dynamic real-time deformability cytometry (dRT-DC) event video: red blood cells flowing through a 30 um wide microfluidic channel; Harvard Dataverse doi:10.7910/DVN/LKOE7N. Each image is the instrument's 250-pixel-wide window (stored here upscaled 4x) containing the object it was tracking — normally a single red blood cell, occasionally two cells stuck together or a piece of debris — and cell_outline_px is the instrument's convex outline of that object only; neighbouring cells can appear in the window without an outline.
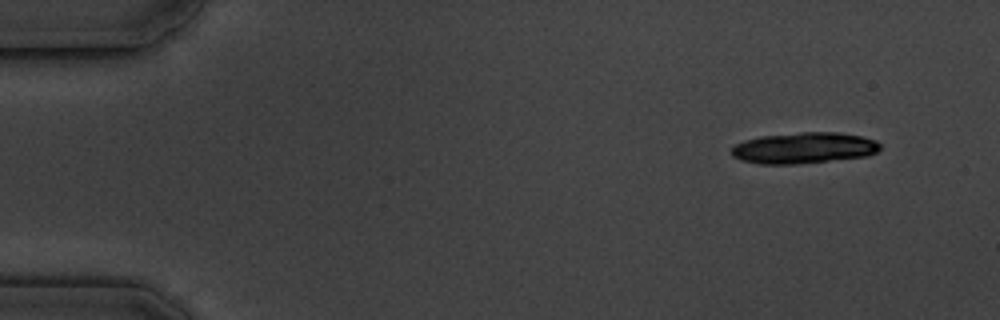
{"species": "common noctule bat (a hibernating species)", "species_latin": "Nyctalus noctula", "temperature_condition": "cold", "stored_images_in_passage": 6, "camera_frame_rate_fps": 3000, "um_per_image_px": 0.085, "animal": {"sex": "male", "body_mass_g": 19.5, "forearm_length_mm": 54.6}, "frame": {"image": 1, "passage_image": 1, "time_ms": 0.0, "image_size_px": [1000, 320], "cell_outline_px": [[880, 148], [876, 152], [868, 156], [796, 164], [760, 164], [740, 160], [732, 156], [732, 148], [736, 144], [744, 140], [760, 136], [800, 132], [840, 132], [860, 136], [876, 140], [880, 144]], "centroid_in_image_um": [68.33, 12.57], "position_along_channel_um": 16.7, "area_um2": 26.99}}